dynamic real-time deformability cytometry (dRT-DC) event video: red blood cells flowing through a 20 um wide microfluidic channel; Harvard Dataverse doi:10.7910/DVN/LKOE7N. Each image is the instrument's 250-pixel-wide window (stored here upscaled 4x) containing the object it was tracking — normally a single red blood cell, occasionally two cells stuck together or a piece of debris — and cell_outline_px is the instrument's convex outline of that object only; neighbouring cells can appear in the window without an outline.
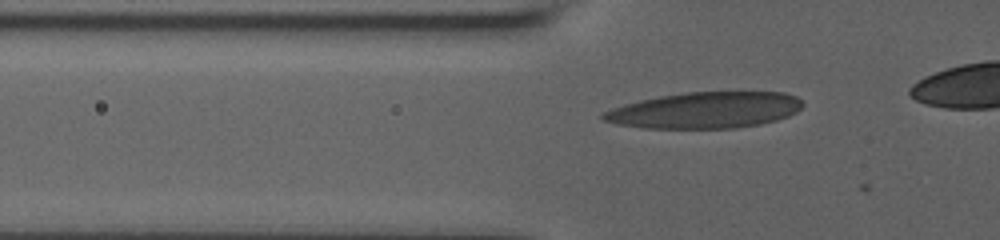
{"species": "human", "species_latin": "Homo sapiens", "temperature_condition": "room temperature", "stored_images_in_passage": 46, "camera_frame_rate_fps": 3000, "um_per_image_px": 0.085, "donor": {"sex": "male"}, "frame": {"image": 1, "passage_image": 16, "time_ms": 5.0, "image_size_px": [1000, 240], "cell_outline_px": [[804, 104], [796, 112], [788, 116], [776, 120], [736, 128], [644, 128], [616, 124], [604, 120], [600, 116], [604, 112], [612, 108], [624, 104], [640, 100], [660, 96], [688, 92], [784, 92], [796, 96]], "centroid_in_image_um": [59.92, 9.36], "position_along_channel_um": 65.9, "area_um2": 41.91}}
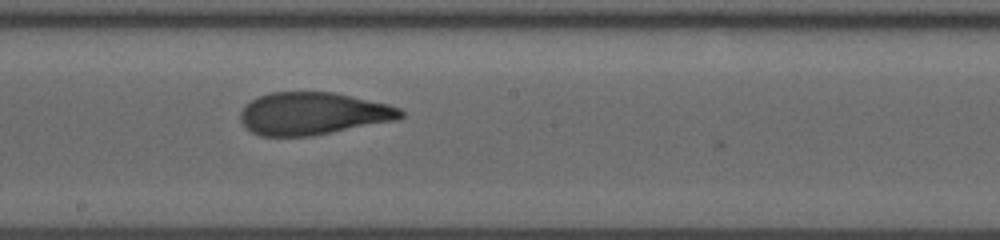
{"frame": {"image": 2, "passage_image": 29, "time_ms": 9.333, "image_size_px": [1000, 240], "cell_outline_px": [[404, 116], [396, 120], [312, 136], [260, 136], [252, 132], [240, 120], [240, 112], [244, 104], [260, 96], [272, 92], [336, 92], [388, 104], [400, 108], [404, 112]], "centroid_in_image_um": [26.61, 9.65], "position_along_channel_um": 221.6, "area_um2": 39.71}}
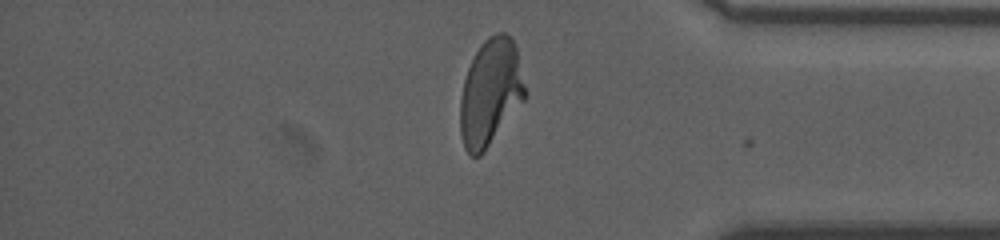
{"frame": {"image": 3, "passage_image": 44, "time_ms": 14.333, "image_size_px": [1000, 240], "cell_outline_px": [[524, 100], [484, 152], [480, 156], [472, 156], [464, 148], [460, 136], [460, 100], [464, 80], [468, 68], [480, 44], [488, 36], [496, 32], [504, 32], [512, 36], [516, 44], [524, 84]], "centroid_in_image_um": [41.67, 7.84], "position_along_channel_um": 393.5, "area_um2": 40.23}}